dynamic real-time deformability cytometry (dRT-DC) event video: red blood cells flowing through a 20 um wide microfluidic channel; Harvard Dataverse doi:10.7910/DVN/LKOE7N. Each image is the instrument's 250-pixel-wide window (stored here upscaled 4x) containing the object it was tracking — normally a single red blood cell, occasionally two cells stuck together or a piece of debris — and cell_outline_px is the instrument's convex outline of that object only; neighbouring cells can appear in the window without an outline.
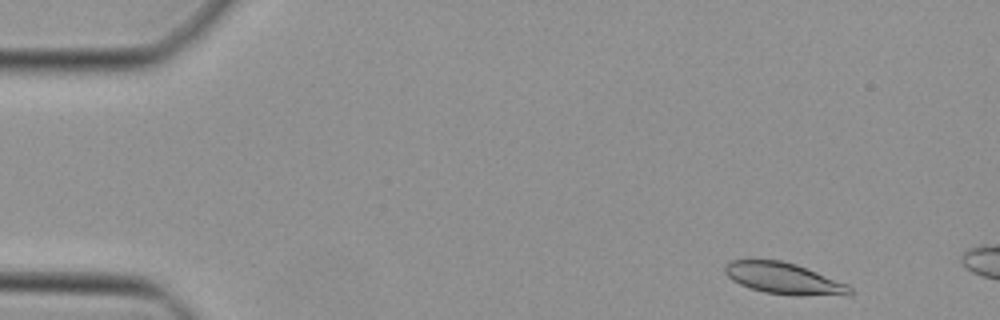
{"species": "Egyptian fruit bat (a non-hibernating species)", "species_latin": "Rousettus aegyptiacus", "temperature_condition": "cold", "stored_images_in_passage": 11, "camera_frame_rate_fps": 3000, "um_per_image_px": 0.085, "animal": {"sex": "female"}, "frame": {"image": 1, "passage_image": 2, "time_ms": 0.333, "image_size_px": [1000, 320], "cell_outline_px": [[852, 292], [848, 296], [792, 296], [764, 292], [748, 288], [732, 280], [724, 272], [724, 268], [732, 260], [780, 260], [796, 264], [848, 284], [852, 288]], "centroid_in_image_um": [66.68, 23.7], "position_along_channel_um": 18.3, "area_um2": 23.12}}